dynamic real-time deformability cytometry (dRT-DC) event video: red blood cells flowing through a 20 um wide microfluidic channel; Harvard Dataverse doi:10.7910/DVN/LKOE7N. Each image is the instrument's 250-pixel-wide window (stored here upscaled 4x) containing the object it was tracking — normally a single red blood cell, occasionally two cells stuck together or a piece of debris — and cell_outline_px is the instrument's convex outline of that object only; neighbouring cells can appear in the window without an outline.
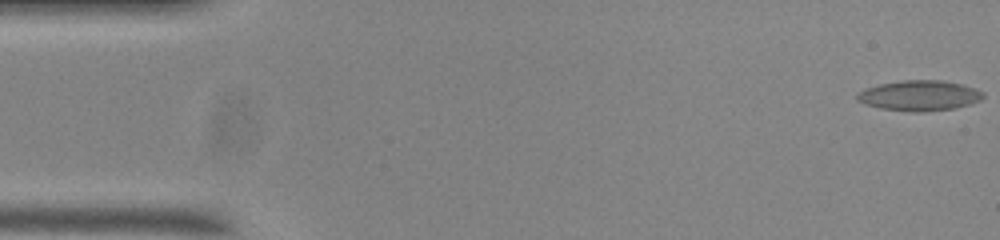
{"species": "common noctule bat (a hibernating species)", "species_latin": "Nyctalus noctula", "temperature_condition": "room temperature", "stored_images_in_passage": 16, "camera_frame_rate_fps": 3000, "um_per_image_px": 0.085, "animal": {"sex": "male", "body_mass_g": 20.0, "forearm_length_mm": 53.3}, "frame": {"image": 1, "passage_image": 1, "time_ms": 0.0, "image_size_px": [1000, 240], "cell_outline_px": [[984, 96], [980, 100], [968, 104], [952, 108], [884, 108], [868, 104], [856, 100], [856, 96], [860, 92], [868, 88], [880, 84], [904, 80], [940, 80], [960, 84], [984, 92]], "centroid_in_image_um": [78.17, 8.05], "position_along_channel_um": 6.8, "area_um2": 20.58}}